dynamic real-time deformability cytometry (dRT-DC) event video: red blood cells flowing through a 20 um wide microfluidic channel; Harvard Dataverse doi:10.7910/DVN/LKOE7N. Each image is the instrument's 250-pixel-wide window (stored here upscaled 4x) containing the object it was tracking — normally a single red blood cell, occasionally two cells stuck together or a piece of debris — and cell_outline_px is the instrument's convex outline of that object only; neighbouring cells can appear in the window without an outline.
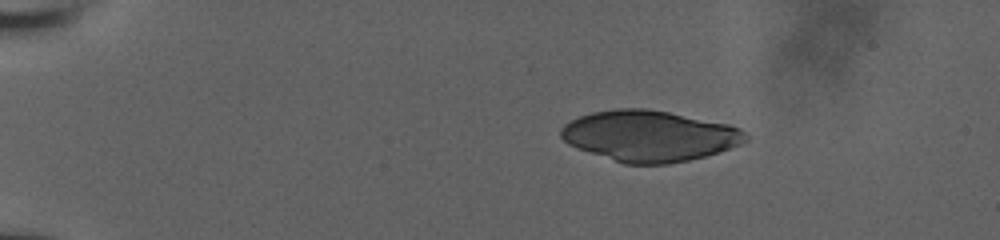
{"species": "human", "species_latin": "Homo sapiens", "temperature_condition": "room temperature", "stored_images_in_passage": 47, "camera_frame_rate_fps": 3000, "um_per_image_px": 0.085, "donor": {"sex": "male"}, "frame": {"image": 1, "passage_image": 1, "time_ms": 0.0, "image_size_px": [1000, 240], "cell_outline_px": [[748, 140], [740, 144], [704, 156], [688, 160], [668, 164], [624, 164], [576, 148], [568, 144], [560, 136], [560, 128], [564, 124], [580, 116], [592, 112], [616, 108], [648, 108], [728, 124], [740, 128], [748, 136]], "centroid_in_image_um": [55.16, 11.55], "position_along_channel_um": 29.8, "area_um2": 54.62}}
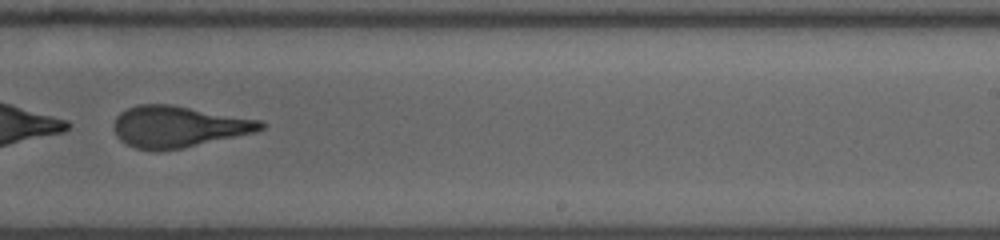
{"frame": {"image": 2, "passage_image": 30, "time_ms": 9.0, "image_size_px": [1000, 240], "cell_outline_px": [[268, 124], [264, 128], [256, 132], [184, 148], [156, 152], [136, 148], [120, 140], [116, 136], [112, 124], [116, 116], [120, 112], [128, 108], [140, 104], [172, 104], [264, 120]], "centroid_in_image_um": [15.19, 10.76], "position_along_channel_um": 273.8, "area_um2": 36.07}}
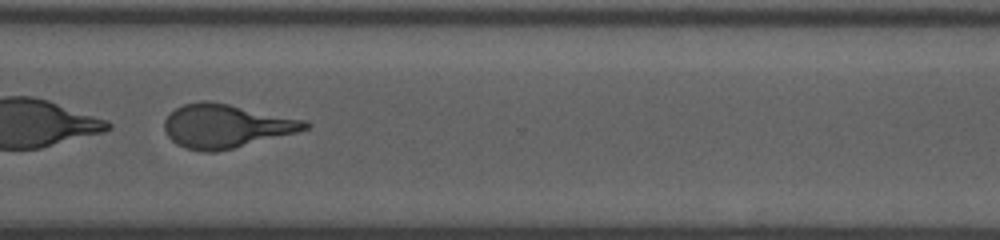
{"frame": {"image": 3, "passage_image": 36, "time_ms": 11.0, "image_size_px": [1000, 240], "cell_outline_px": [[312, 124], [308, 128], [296, 132], [216, 152], [204, 152], [184, 148], [176, 144], [168, 136], [164, 128], [164, 120], [176, 108], [184, 104], [200, 100], [208, 100], [308, 120]], "centroid_in_image_um": [19.2, 10.7], "position_along_channel_um": 351.4, "area_um2": 35.6}}